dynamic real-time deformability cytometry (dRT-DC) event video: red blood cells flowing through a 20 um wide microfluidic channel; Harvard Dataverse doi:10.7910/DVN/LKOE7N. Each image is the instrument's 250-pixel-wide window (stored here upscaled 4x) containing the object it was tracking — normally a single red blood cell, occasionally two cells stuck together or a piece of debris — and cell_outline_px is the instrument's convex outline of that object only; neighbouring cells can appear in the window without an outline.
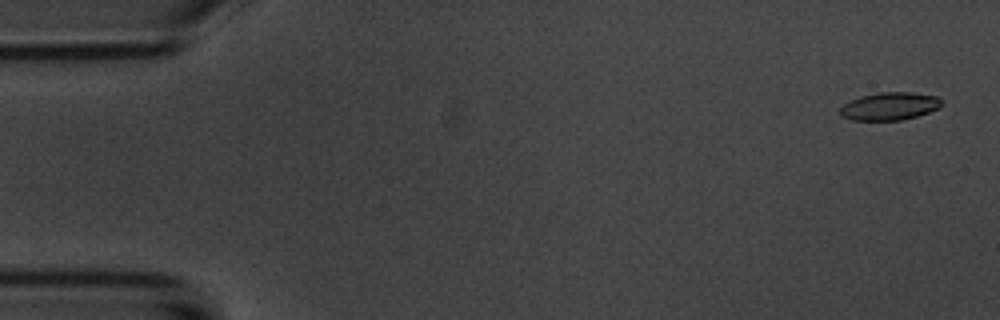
{"species": "common noctule bat (a hibernating species)", "species_latin": "Nyctalus noctula", "temperature_condition": "room temperature", "stored_images_in_passage": 4, "segment_of_instrument_passage": [2, 2], "camera_frame_rate_fps": 3000, "um_per_image_px": 0.085, "animal": {"sex": "male", "body_mass_g": 20.1, "forearm_length_mm": 53.5}, "frame": {"image": 1, "passage_image": 4, "time_ms": 3.667, "image_size_px": [1000, 320], "cell_outline_px": [[944, 104], [940, 108], [916, 116], [900, 120], [852, 120], [840, 116], [840, 108], [844, 104], [860, 96], [880, 92], [912, 92], [936, 96], [944, 100]], "centroid_in_image_um": [75.65, 9.02], "position_along_channel_um": 9.3, "area_um2": 16.53}}